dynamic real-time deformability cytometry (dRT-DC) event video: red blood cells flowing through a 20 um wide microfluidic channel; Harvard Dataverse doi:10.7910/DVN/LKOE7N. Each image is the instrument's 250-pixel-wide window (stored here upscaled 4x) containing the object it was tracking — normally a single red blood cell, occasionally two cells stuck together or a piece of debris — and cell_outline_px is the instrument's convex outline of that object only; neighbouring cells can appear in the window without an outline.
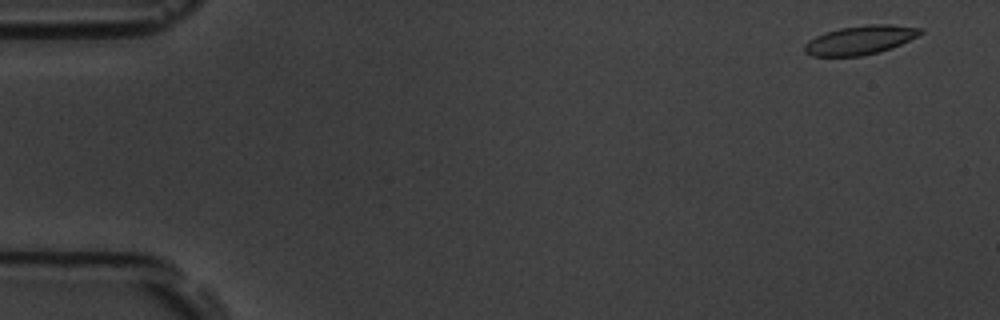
{"species": "common noctule bat (a hibernating species)", "species_latin": "Nyctalus noctula", "temperature_condition": "room temperature", "stored_images_in_passage": 57, "camera_frame_rate_fps": 3000, "um_per_image_px": 0.085, "animal": {"sex": "male", "body_mass_g": 19.5, "forearm_length_mm": 54.6}, "frame": {"image": 1, "passage_image": 3, "time_ms": 0.667, "image_size_px": [1000, 320], "cell_outline_px": [[924, 32], [892, 48], [880, 52], [860, 56], [812, 56], [804, 52], [804, 44], [808, 40], [824, 32], [840, 28], [868, 24], [888, 24], [924, 28]], "centroid_in_image_um": [73.1, 3.4], "position_along_channel_um": 11.9, "area_um2": 19.59}}
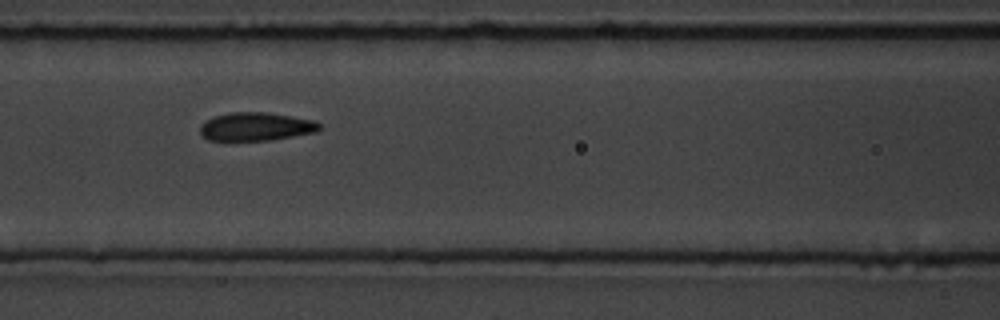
{"frame": {"image": 2, "passage_image": 25, "time_ms": 8.0, "image_size_px": [1000, 320], "cell_outline_px": [[320, 128], [316, 132], [268, 140], [208, 140], [200, 132], [200, 124], [212, 116], [228, 112], [264, 112], [292, 116], [312, 120], [320, 124]], "centroid_in_image_um": [21.71, 10.75], "position_along_channel_um": 144.9, "area_um2": 19.59}}
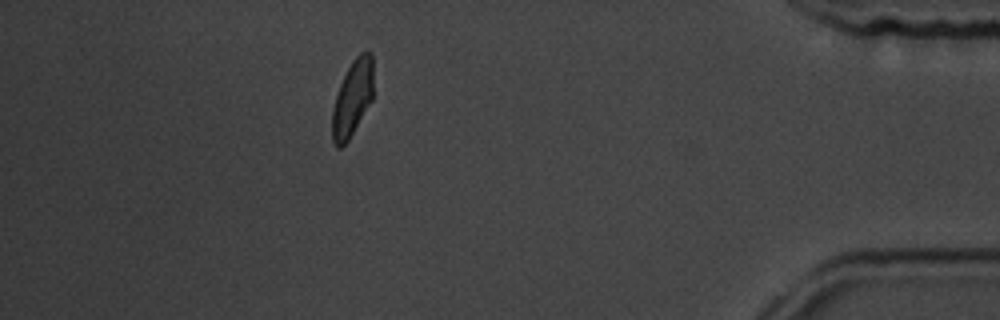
{"frame": {"image": 3, "passage_image": 51, "time_ms": 16.667, "image_size_px": [1000, 320], "cell_outline_px": [[372, 100], [348, 140], [340, 148], [336, 148], [332, 140], [332, 108], [340, 84], [352, 60], [360, 52], [368, 48], [372, 52]], "centroid_in_image_um": [29.95, 8.32], "position_along_channel_um": 405.2, "area_um2": 18.21}, "authors_computed_cell_mechanics": {"area_um2": 19.5942, "velocity_mm_per_s": 3.5578, "shape_relaxation_time_tau1_ms": 3.1736, "shape_relaxation_time_tau2_ms": 1.4344, "deformation_change_tau1": 0.1111, "deformation_change_tau2": 0.0883}}